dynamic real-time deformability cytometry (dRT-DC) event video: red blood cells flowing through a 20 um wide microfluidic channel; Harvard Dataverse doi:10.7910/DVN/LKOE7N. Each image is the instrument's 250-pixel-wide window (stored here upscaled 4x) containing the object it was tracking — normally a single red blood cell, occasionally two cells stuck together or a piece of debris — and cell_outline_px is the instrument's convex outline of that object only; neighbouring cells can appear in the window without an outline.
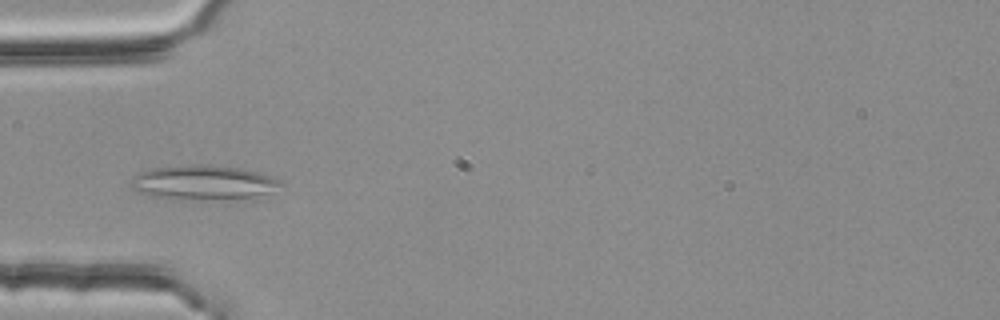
{"species": "common noctule bat (a hibernating species)", "species_latin": "Nyctalus noctula", "temperature_condition": "room temperature", "stored_images_in_passage": 43, "camera_frame_rate_fps": 3000, "um_per_image_px": 0.085, "animal": {"sex": "female", "body_mass_g": 25.1}, "frame": {"image": 1, "passage_image": 8, "time_ms": 2.333, "image_size_px": [1000, 320], "cell_outline_px": [[284, 184], [272, 192], [252, 196], [192, 200], [164, 200], [148, 196], [136, 192], [128, 184], [132, 176], [148, 168], [240, 168], [260, 172], [272, 176], [280, 180]], "centroid_in_image_um": [17.19, 15.58], "position_along_channel_um": 67.8, "area_um2": 29.25}}
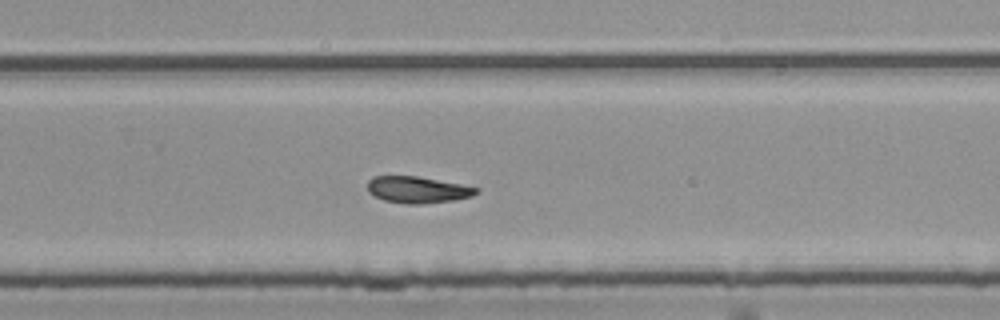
{"frame": {"image": 2, "passage_image": 26, "time_ms": 8.333, "image_size_px": [1000, 320], "cell_outline_px": [[480, 192], [472, 196], [456, 200], [420, 204], [408, 204], [384, 200], [368, 192], [368, 180], [372, 176], [416, 176], [460, 184], [480, 188]], "centroid_in_image_um": [35.52, 16.13], "position_along_channel_um": 294.3, "area_um2": 16.82}}
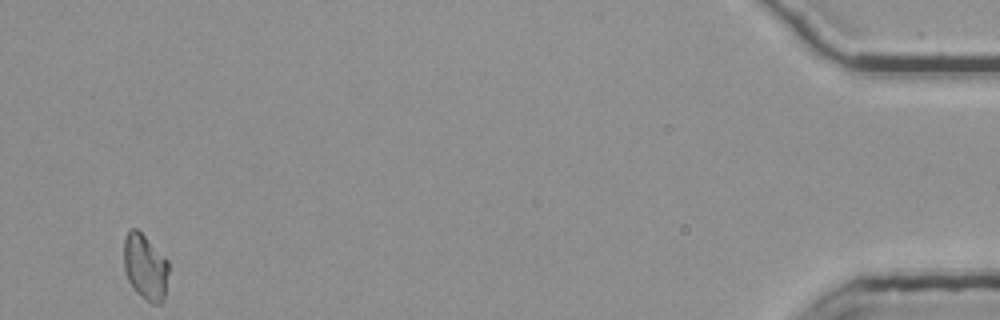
{"frame": {"image": 3, "passage_image": 43, "time_ms": 14.0, "image_size_px": [1000, 320], "cell_outline_px": [[168, 272], [164, 300], [160, 304], [152, 304], [140, 296], [136, 292], [128, 280], [124, 272], [124, 236], [128, 228], [136, 228], [168, 260]], "centroid_in_image_um": [12.33, 22.7], "position_along_channel_um": 422.9, "area_um2": 17.28}, "authors_computed_cell_mechanics": {"area_um2": 17.34, "velocity_mm_per_s": 3.7861, "shape_relaxation_time_tau1_ms": null, "shape_relaxation_time_tau2_ms": 3.926, "deformation_change_tau1": null, "deformation_change_tau2": 0.1006}}